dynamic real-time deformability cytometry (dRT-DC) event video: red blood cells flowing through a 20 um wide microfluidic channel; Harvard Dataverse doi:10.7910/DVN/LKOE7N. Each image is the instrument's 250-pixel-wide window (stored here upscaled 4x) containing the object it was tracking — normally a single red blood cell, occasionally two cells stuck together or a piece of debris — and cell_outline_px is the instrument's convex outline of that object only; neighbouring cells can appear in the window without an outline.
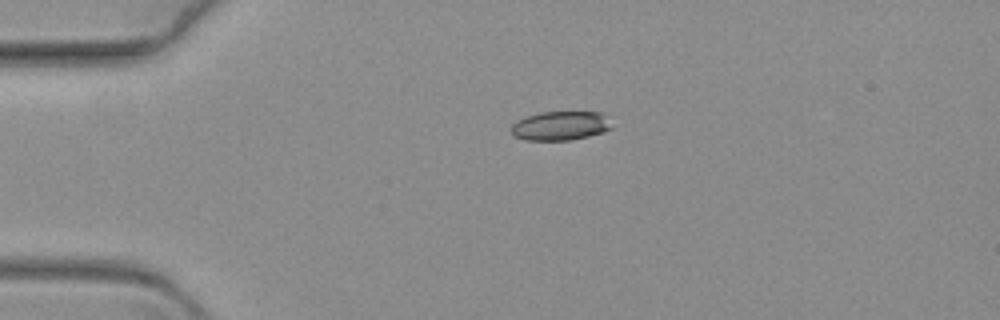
{"species": "common noctule bat (a hibernating species)", "species_latin": "Nyctalus noctula", "temperature_condition": "warm", "stored_images_in_passage": 52, "camera_frame_rate_fps": 3000, "um_per_image_px": 0.085, "animal": {"sex": "female", "body_mass_g": 19.3, "forearm_length_mm": 54.1}, "frame": {"image": 1, "passage_image": 1, "time_ms": 0.0, "image_size_px": [1000, 320], "cell_outline_px": [[612, 128], [604, 132], [588, 136], [568, 140], [524, 140], [512, 136], [512, 124], [516, 120], [524, 116], [540, 112], [604, 112]], "centroid_in_image_um": [47.6, 10.68], "position_along_channel_um": 37.4, "area_um2": 17.17}}
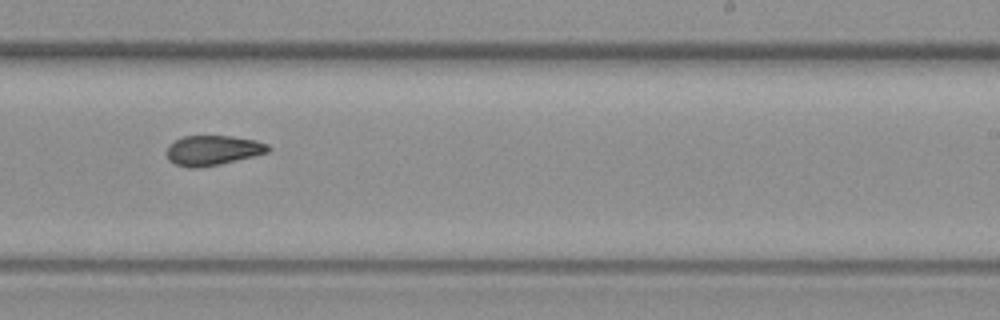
{"frame": {"image": 2, "passage_image": 27, "time_ms": 8.667, "image_size_px": [1000, 320], "cell_outline_px": [[272, 148], [268, 152], [220, 164], [200, 168], [188, 168], [176, 164], [168, 160], [164, 152], [168, 144], [184, 136], [232, 136], [256, 140], [268, 144]], "centroid_in_image_um": [18.05, 12.78], "position_along_channel_um": 271.0, "area_um2": 17.86}}
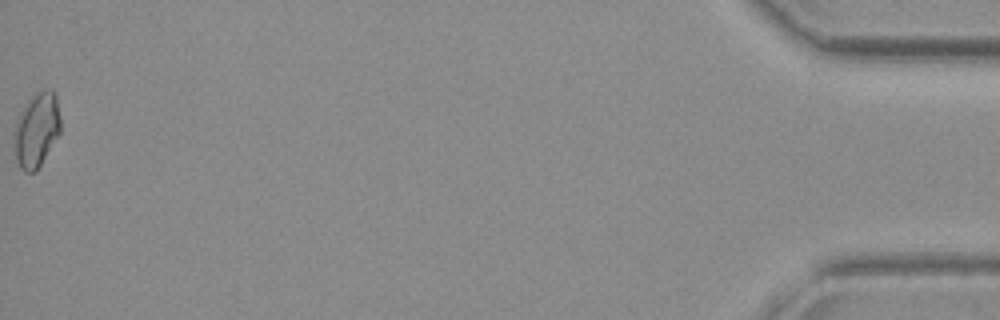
{"frame": {"image": 3, "passage_image": 52, "time_ms": 17.0, "image_size_px": [1000, 320], "cell_outline_px": [[60, 132], [36, 172], [24, 172], [20, 168], [16, 156], [12, 132], [16, 120], [20, 112], [28, 100], [36, 92], [44, 88], [52, 88], [56, 92], [60, 116]], "centroid_in_image_um": [3.11, 11.0], "position_along_channel_um": 432.1, "area_um2": 20.46}}